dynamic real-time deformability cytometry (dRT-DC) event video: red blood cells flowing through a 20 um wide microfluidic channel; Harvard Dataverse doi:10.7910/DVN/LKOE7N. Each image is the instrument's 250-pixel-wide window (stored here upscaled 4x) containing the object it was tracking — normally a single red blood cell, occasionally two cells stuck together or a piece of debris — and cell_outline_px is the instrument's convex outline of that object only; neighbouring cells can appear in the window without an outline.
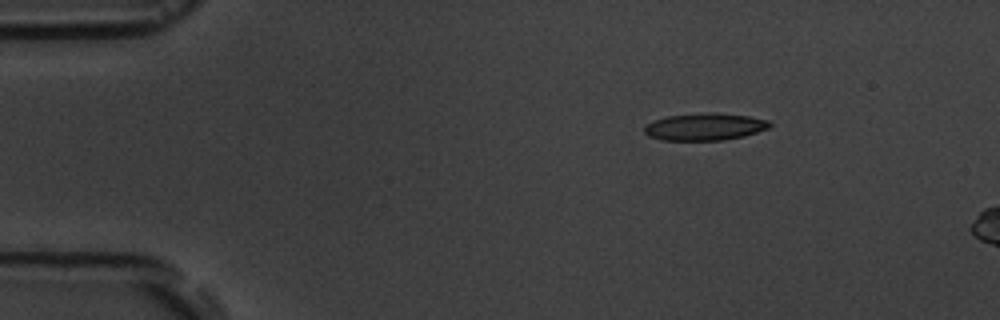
{"species": "common noctule bat (a hibernating species)", "species_latin": "Nyctalus noctula", "temperature_condition": "room temperature", "stored_images_in_passage": 5, "camera_frame_rate_fps": 3000, "um_per_image_px": 0.085, "animal": {"sex": "male", "body_mass_g": 19.5, "forearm_length_mm": 54.6}, "frame": {"image": 1, "passage_image": 5, "time_ms": 6.333, "image_size_px": [1000, 320], "cell_outline_px": [[772, 124], [768, 128], [744, 136], [724, 140], [664, 140], [648, 136], [644, 132], [644, 124], [652, 120], [668, 116], [708, 112], [748, 116], [768, 120]], "centroid_in_image_um": [59.87, 10.77], "position_along_channel_um": 25.1, "area_um2": 19.83}}